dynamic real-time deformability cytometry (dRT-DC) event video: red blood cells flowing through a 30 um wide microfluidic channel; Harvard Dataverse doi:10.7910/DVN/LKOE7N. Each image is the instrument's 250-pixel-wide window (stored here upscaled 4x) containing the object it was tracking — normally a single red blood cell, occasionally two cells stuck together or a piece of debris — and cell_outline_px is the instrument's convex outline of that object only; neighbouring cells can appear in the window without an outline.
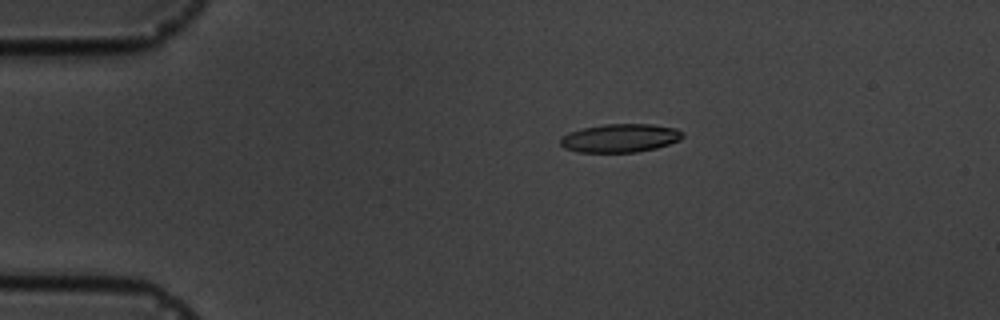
{"species": "common noctule bat (a hibernating species)", "species_latin": "Nyctalus noctula", "temperature_condition": "cold", "stored_images_in_passage": 3, "camera_frame_rate_fps": 3000, "um_per_image_px": 0.085, "animal": {"sex": "male", "body_mass_g": 19.5, "forearm_length_mm": 54.6}, "frame": {"image": 1, "passage_image": 1, "time_ms": 0.0, "image_size_px": [1000, 320], "cell_outline_px": [[684, 136], [680, 140], [656, 148], [636, 152], [576, 152], [564, 148], [560, 144], [560, 136], [568, 132], [584, 128], [604, 124], [652, 124], [676, 128], [684, 132]], "centroid_in_image_um": [52.7, 11.73], "position_along_channel_um": 32.3, "area_um2": 20.4}}